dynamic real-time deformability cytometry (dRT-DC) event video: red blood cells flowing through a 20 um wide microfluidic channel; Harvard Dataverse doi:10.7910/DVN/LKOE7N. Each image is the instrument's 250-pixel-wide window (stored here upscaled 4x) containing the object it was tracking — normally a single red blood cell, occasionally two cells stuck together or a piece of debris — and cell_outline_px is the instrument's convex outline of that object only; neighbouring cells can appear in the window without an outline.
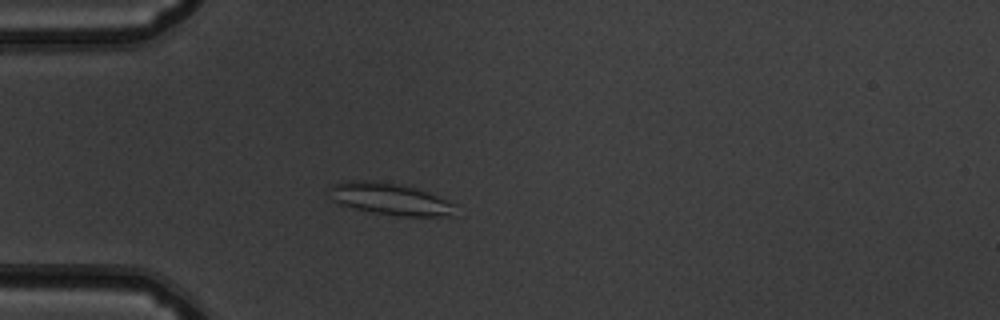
{"species": "common noctule bat (a hibernating species)", "species_latin": "Nyctalus noctula", "temperature_condition": "warm", "stored_images_in_passage": 53, "camera_frame_rate_fps": 3000, "um_per_image_px": 0.085, "animal": {"sex": "male", "body_mass_g": 19.5, "forearm_length_mm": 54.6}, "frame": {"image": 1, "passage_image": 16, "time_ms": 5.0, "image_size_px": [1000, 320], "cell_outline_px": [[456, 216], [396, 216], [372, 212], [340, 204], [332, 200], [332, 184], [344, 180], [368, 180], [400, 184], [416, 188], [456, 204]], "centroid_in_image_um": [33.2, 16.92], "position_along_channel_um": 51.8, "area_um2": 23.29}}
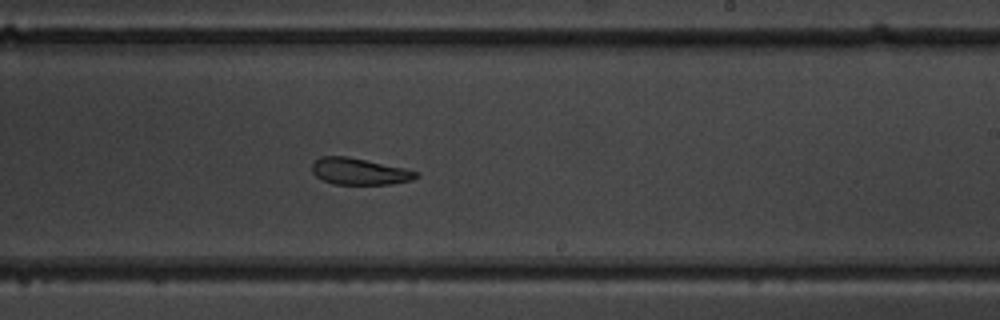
{"frame": {"image": 2, "passage_image": 33, "time_ms": 10.667, "image_size_px": [1000, 320], "cell_outline_px": [[420, 176], [412, 180], [392, 184], [336, 184], [324, 180], [316, 176], [312, 172], [312, 164], [320, 156], [348, 156], [404, 168], [420, 172]], "centroid_in_image_um": [30.58, 14.57], "position_along_channel_um": 258.4, "area_um2": 16.13}}
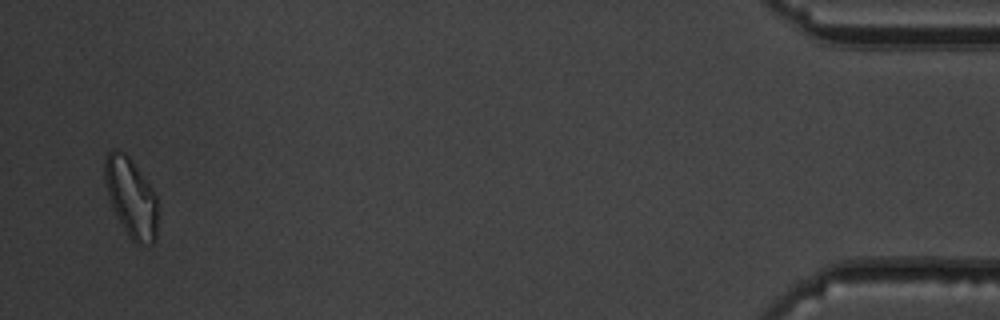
{"frame": {"image": 3, "passage_image": 52, "time_ms": 17.0, "image_size_px": [1000, 320], "cell_outline_px": [[156, 236], [152, 244], [136, 244], [128, 236], [112, 208], [108, 196], [104, 176], [104, 160], [108, 152], [112, 148], [116, 148], [124, 152], [128, 156], [148, 184], [156, 196]], "centroid_in_image_um": [11.1, 16.78], "position_along_channel_um": 424.1, "area_um2": 24.1}, "authors_computed_cell_mechanics": {"area_um2": 19.8832, "velocity_mm_per_s": 3.8702, "shape_relaxation_time_tau1_ms": null, "shape_relaxation_time_tau2_ms": 7.1655, "deformation_change_tau1": null, "deformation_change_tau2": 0.17}}